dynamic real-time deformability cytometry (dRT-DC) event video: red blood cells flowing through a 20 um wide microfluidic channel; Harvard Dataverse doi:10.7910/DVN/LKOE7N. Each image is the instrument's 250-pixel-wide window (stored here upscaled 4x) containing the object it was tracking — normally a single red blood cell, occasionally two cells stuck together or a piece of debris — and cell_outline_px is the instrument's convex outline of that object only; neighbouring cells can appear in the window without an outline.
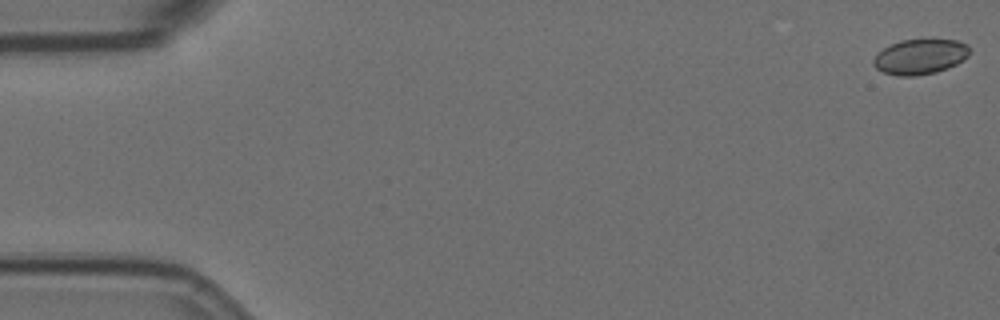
{"species": "Egyptian fruit bat (a non-hibernating species)", "species_latin": "Rousettus aegyptiacus", "temperature_condition": "room temperature", "stored_images_in_passage": 46, "camera_frame_rate_fps": 3000, "um_per_image_px": 0.085, "animal": {"sex": "female"}, "frame": {"image": 1, "passage_image": 1, "time_ms": 0.0, "image_size_px": [1000, 320], "cell_outline_px": [[968, 56], [964, 60], [948, 68], [936, 72], [916, 76], [896, 76], [884, 72], [876, 68], [872, 64], [872, 60], [884, 48], [900, 40], [956, 40], [968, 44]], "centroid_in_image_um": [78.21, 4.83], "position_along_channel_um": 6.8, "area_um2": 19.59}}
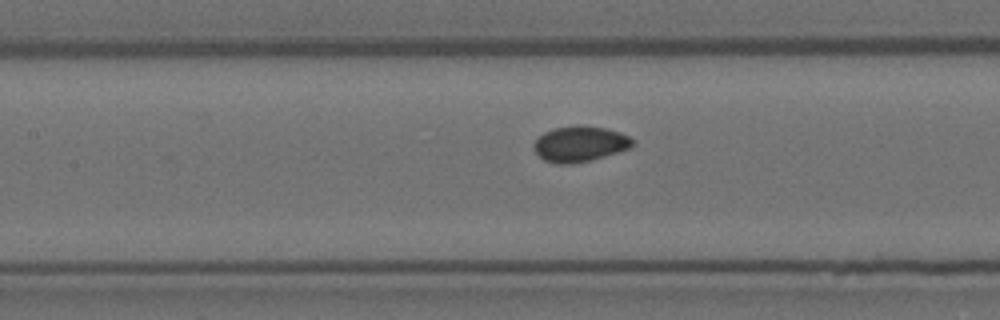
{"frame": {"image": 2, "passage_image": 26, "time_ms": 8.333, "image_size_px": [1000, 320], "cell_outline_px": [[636, 144], [628, 148], [592, 160], [572, 164], [556, 164], [544, 160], [536, 152], [532, 144], [544, 132], [556, 128], [580, 124], [604, 128], [620, 132], [628, 136]], "centroid_in_image_um": [49.27, 12.23], "position_along_channel_um": 158.1, "area_um2": 20.4}}
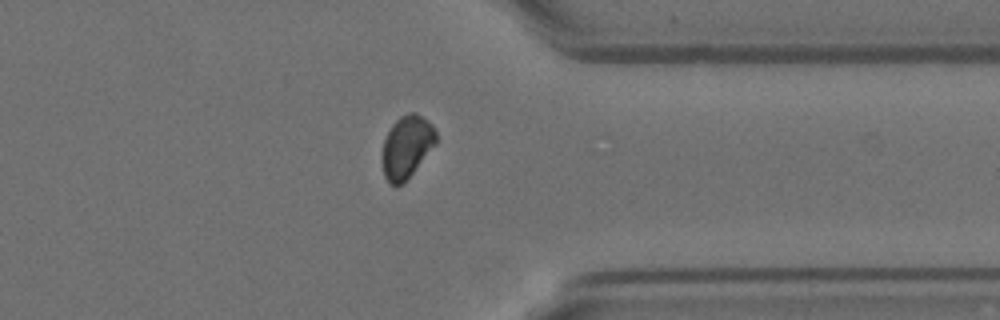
{"frame": {"image": 3, "passage_image": 45, "time_ms": 14.667, "image_size_px": [1000, 320], "cell_outline_px": [[436, 144], [404, 184], [388, 184], [384, 176], [380, 160], [380, 156], [384, 140], [392, 124], [400, 116], [408, 112], [416, 112], [428, 120], [432, 124], [436, 132]], "centroid_in_image_um": [34.54, 12.49], "position_along_channel_um": 376.9, "area_um2": 20.06}}